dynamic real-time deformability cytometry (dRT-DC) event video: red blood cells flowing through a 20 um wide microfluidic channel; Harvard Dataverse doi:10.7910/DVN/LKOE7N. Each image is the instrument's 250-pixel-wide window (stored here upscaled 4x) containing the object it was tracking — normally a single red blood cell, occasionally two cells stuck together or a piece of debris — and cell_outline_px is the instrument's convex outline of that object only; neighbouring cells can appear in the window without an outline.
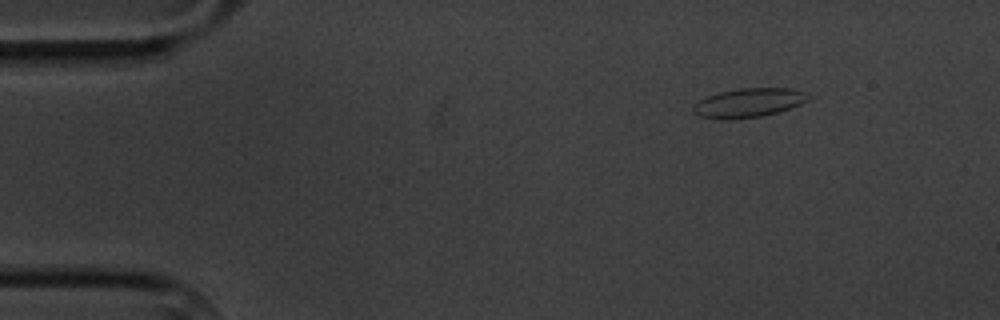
{"species": "common noctule bat (a hibernating species)", "species_latin": "Nyctalus noctula", "temperature_condition": "cold", "stored_images_in_passage": 4, "camera_frame_rate_fps": 3000, "um_per_image_px": 0.085, "animal": {"sex": "male", "body_mass_g": 20.1, "forearm_length_mm": 53.5}, "frame": {"image": 1, "passage_image": 4, "time_ms": 4.333, "image_size_px": [1000, 320], "cell_outline_px": [[812, 96], [808, 100], [800, 104], [776, 112], [760, 116], [728, 120], [720, 120], [700, 116], [692, 112], [692, 108], [700, 100], [708, 96], [720, 92], [740, 88], [792, 88], [808, 92]], "centroid_in_image_um": [63.65, 8.73], "position_along_channel_um": 21.3, "area_um2": 19.48}}